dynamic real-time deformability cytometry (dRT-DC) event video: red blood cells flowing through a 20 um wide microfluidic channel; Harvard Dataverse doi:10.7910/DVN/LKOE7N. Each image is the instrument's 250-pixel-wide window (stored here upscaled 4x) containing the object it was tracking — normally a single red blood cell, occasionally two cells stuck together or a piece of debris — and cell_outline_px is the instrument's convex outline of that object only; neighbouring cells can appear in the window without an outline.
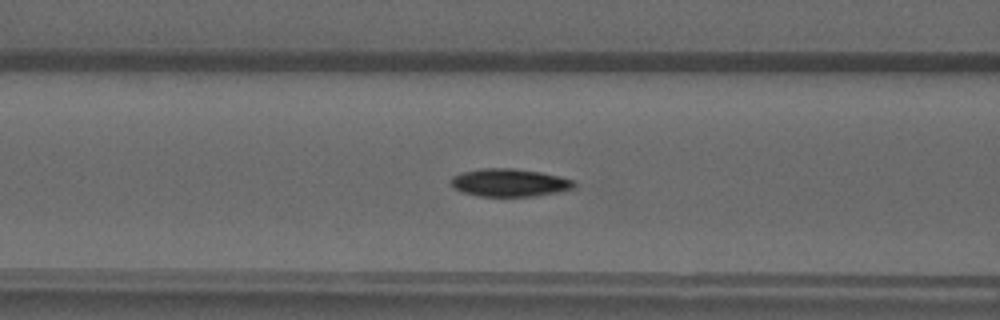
{"species": "common noctule bat (a hibernating species)", "species_latin": "Nyctalus noctula", "temperature_condition": "warm", "stored_images_in_passage": 50, "camera_frame_rate_fps": 3000, "um_per_image_px": 0.085, "animal": {"sex": "male", "forearm_length_mm": 52.5}, "frame": {"image": 1, "passage_image": 21, "time_ms": 6.667, "image_size_px": [1000, 320], "cell_outline_px": [[576, 188], [560, 192], [536, 196], [476, 196], [460, 192], [452, 188], [452, 176], [460, 172], [480, 168], [512, 168], [540, 172], [560, 176], [576, 180]], "centroid_in_image_um": [43.32, 15.53], "position_along_channel_um": 123.3, "area_um2": 20.4}}
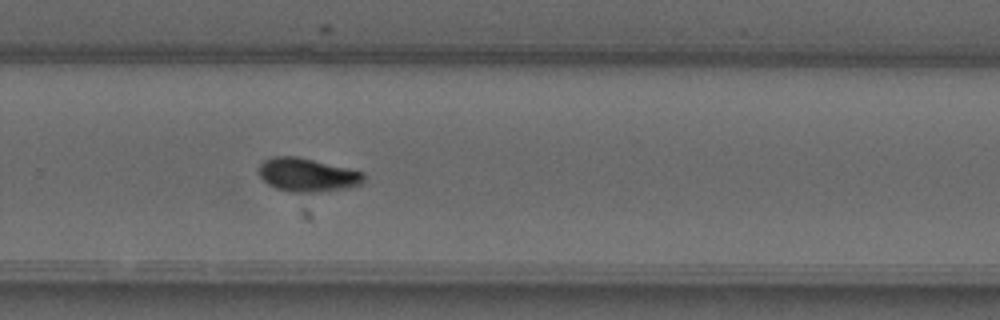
{"frame": {"image": 2, "passage_image": 34, "time_ms": 11.0, "image_size_px": [1000, 320], "cell_outline_px": [[364, 184], [344, 188], [320, 192], [292, 192], [276, 188], [268, 184], [256, 172], [260, 164], [264, 160], [272, 156], [296, 156], [364, 172]], "centroid_in_image_um": [26.1, 14.86], "position_along_channel_um": 303.7, "area_um2": 20.52}}
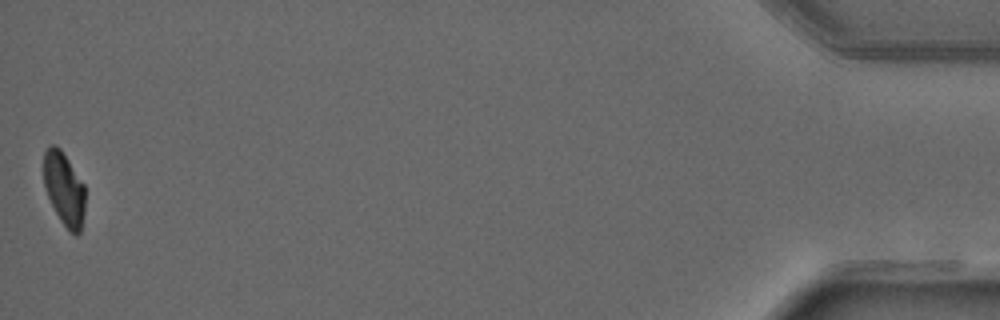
{"frame": {"image": 3, "passage_image": 50, "time_ms": 16.333, "image_size_px": [1000, 320], "cell_outline_px": [[84, 212], [80, 232], [76, 236], [60, 220], [48, 196], [44, 184], [44, 152], [48, 144], [56, 144], [60, 148], [84, 184]], "centroid_in_image_um": [5.44, 16.01], "position_along_channel_um": 429.8, "area_um2": 17.46}}